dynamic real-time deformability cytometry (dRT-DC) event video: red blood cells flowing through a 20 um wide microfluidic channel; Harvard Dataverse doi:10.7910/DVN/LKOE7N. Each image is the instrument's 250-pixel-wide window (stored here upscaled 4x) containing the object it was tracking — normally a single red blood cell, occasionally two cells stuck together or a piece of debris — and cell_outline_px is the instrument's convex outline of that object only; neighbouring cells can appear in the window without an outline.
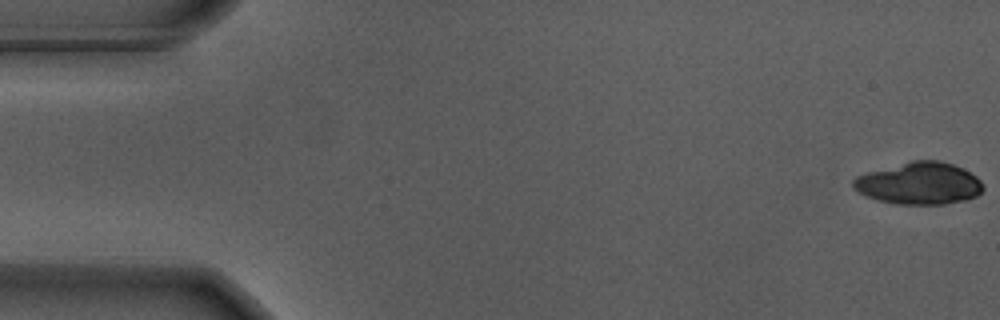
{"species": "Egyptian fruit bat (a non-hibernating species)", "species_latin": "Rousettus aegyptiacus", "temperature_condition": "warm", "stored_images_in_passage": 13, "camera_frame_rate_fps": 3000, "um_per_image_px": 0.085, "animal": {"sex": "male"}, "frame": {"image": 1, "passage_image": 1, "time_ms": 0.0, "image_size_px": [1000, 320], "cell_outline_px": [[984, 188], [976, 196], [964, 200], [944, 204], [896, 204], [864, 196], [852, 188], [852, 180], [856, 176], [868, 172], [912, 160], [940, 160], [952, 164], [976, 176], [980, 180]], "centroid_in_image_um": [78.1, 15.59], "position_along_channel_um": 6.9, "area_um2": 31.73}}
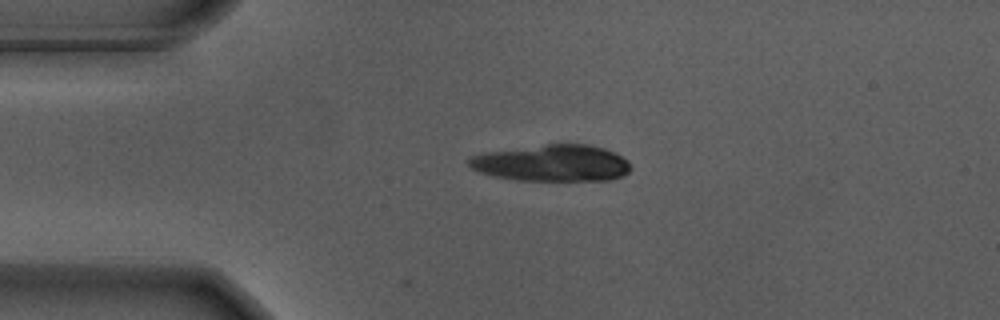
{"frame": {"image": 2, "passage_image": 13, "time_ms": 4.0, "image_size_px": [1000, 320], "cell_outline_px": [[632, 168], [624, 176], [612, 180], [516, 180], [492, 176], [480, 172], [472, 168], [468, 164], [468, 160], [472, 156], [488, 152], [548, 144], [588, 144], [604, 148], [616, 152], [628, 160]], "centroid_in_image_um": [47.0, 13.87], "position_along_channel_um": 38.0, "area_um2": 34.51}}